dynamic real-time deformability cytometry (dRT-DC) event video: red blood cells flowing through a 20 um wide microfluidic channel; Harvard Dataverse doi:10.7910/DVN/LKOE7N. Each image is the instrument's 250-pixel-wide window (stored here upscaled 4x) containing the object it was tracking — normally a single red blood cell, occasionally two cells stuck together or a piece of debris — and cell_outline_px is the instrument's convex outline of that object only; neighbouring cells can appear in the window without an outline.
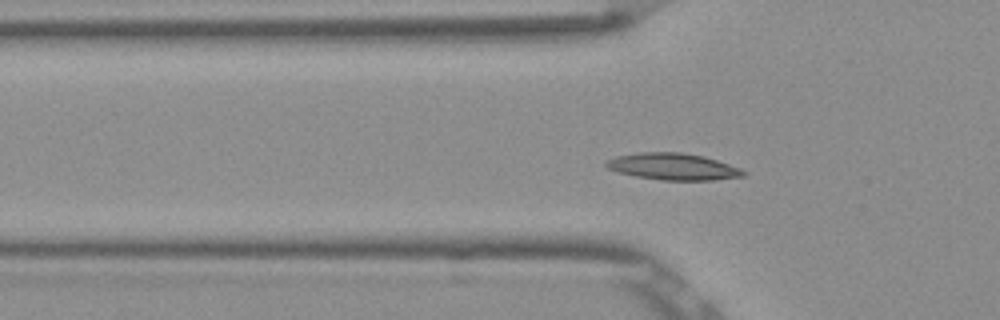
{"species": "Egyptian fruit bat (a non-hibernating species)", "species_latin": "Rousettus aegyptiacus", "temperature_condition": "room temperature", "stored_images_in_passage": 46, "camera_frame_rate_fps": 3000, "um_per_image_px": 0.085, "frame": {"image": 1, "passage_image": 9, "time_ms": 2.667, "image_size_px": [1000, 320], "cell_outline_px": [[748, 172], [744, 176], [712, 180], [664, 180], [636, 176], [620, 172], [608, 168], [604, 164], [604, 160], [616, 156], [640, 152], [680, 152], [704, 156], [740, 168]], "centroid_in_image_um": [57.2, 14.15], "position_along_channel_um": 68.6, "area_um2": 21.27}}
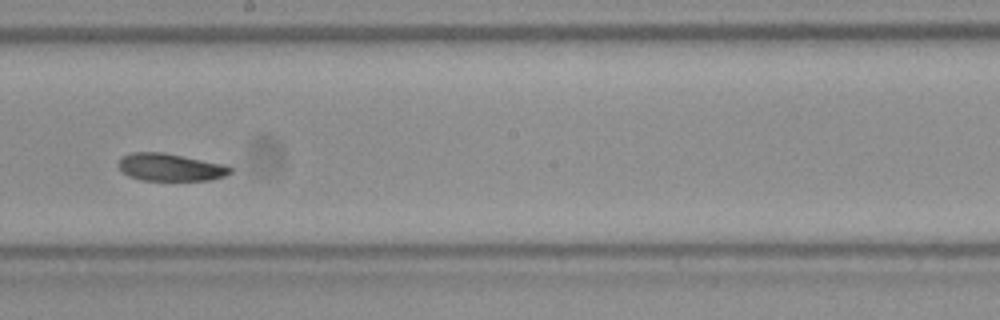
{"frame": {"image": 2, "passage_image": 22, "time_ms": 7.0, "image_size_px": [1000, 320], "cell_outline_px": [[232, 172], [224, 176], [212, 180], [140, 180], [128, 176], [116, 164], [124, 156], [132, 152], [164, 152], [224, 164], [232, 168]], "centroid_in_image_um": [14.48, 14.21], "position_along_channel_um": 233.7, "area_um2": 17.92}}
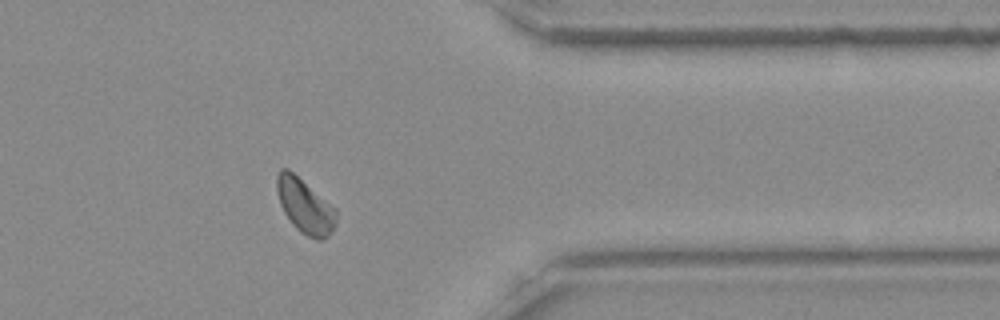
{"frame": {"image": 3, "passage_image": 35, "time_ms": 11.333, "image_size_px": [1000, 320], "cell_outline_px": [[336, 224], [332, 232], [324, 240], [316, 240], [300, 232], [292, 224], [284, 212], [280, 204], [276, 188], [276, 176], [280, 168], [288, 168], [336, 208]], "centroid_in_image_um": [25.92, 17.52], "position_along_channel_um": 385.5, "area_um2": 18.96}, "authors_computed_cell_mechanics": {"area_um2": 18.6116, "velocity_mm_per_s": 3.8155, "shape_relaxation_time_tau1_ms": 3.1898, "shape_relaxation_time_tau2_ms": 5.4005, "deformation_change_tau1": 0.1108, "deformation_change_tau2": 0.1011}}